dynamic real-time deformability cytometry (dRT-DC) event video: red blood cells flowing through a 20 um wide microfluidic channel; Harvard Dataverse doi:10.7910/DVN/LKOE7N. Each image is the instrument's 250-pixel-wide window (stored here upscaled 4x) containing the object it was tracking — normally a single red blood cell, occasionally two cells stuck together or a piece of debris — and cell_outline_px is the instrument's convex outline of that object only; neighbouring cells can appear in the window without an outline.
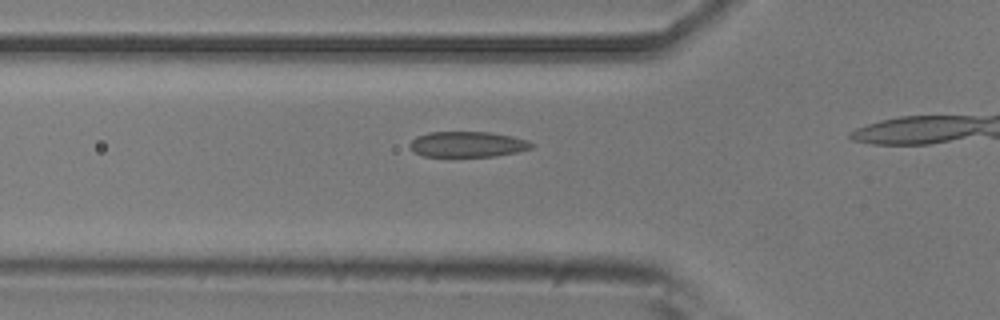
{"species": "common noctule bat (a hibernating species)", "species_latin": "Nyctalus noctula", "temperature_condition": "room temperature", "stored_images_in_passage": 14, "camera_frame_rate_fps": 3000, "um_per_image_px": 0.085, "animal": {"sex": "male", "body_mass_g": 20.5, "forearm_length_mm": 52.5}, "frame": {"image": 1, "passage_image": 12, "time_ms": 3.667, "image_size_px": [1000, 320], "cell_outline_px": [[536, 144], [532, 148], [516, 152], [496, 156], [424, 156], [412, 152], [408, 144], [416, 136], [428, 132], [488, 132], [512, 136], [528, 140]], "centroid_in_image_um": [39.73, 12.26], "position_along_channel_um": 86.1, "area_um2": 18.26}}